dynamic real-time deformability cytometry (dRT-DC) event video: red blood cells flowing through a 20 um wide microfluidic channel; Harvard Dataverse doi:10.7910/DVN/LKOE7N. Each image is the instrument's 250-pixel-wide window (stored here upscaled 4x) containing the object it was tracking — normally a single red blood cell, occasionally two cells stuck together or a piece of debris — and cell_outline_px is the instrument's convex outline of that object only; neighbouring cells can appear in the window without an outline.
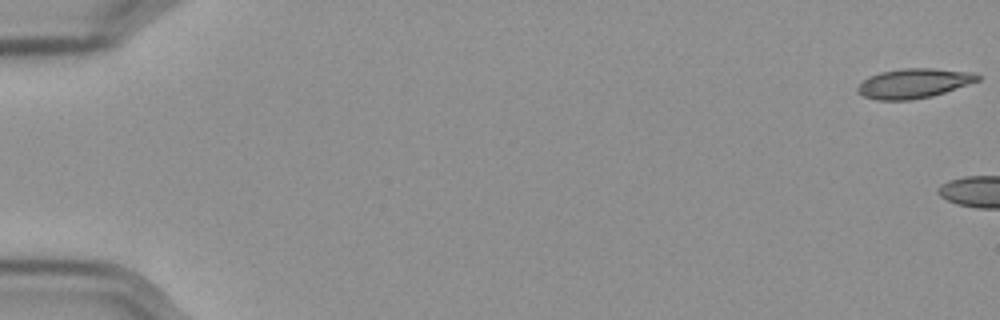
{"species": "Egyptian fruit bat (a non-hibernating species)", "species_latin": "Rousettus aegyptiacus", "temperature_condition": "cold", "stored_images_in_passage": 5, "camera_frame_rate_fps": 3000, "um_per_image_px": 0.085, "frame": {"image": 1, "passage_image": 1, "time_ms": 0.0, "image_size_px": [1000, 320], "cell_outline_px": [[980, 80], [932, 96], [912, 100], [876, 100], [864, 96], [856, 92], [856, 88], [868, 76], [880, 72], [900, 68], [932, 68], [972, 72], [980, 76]], "centroid_in_image_um": [77.64, 7.08], "position_along_channel_um": 7.4, "area_um2": 20.75}}